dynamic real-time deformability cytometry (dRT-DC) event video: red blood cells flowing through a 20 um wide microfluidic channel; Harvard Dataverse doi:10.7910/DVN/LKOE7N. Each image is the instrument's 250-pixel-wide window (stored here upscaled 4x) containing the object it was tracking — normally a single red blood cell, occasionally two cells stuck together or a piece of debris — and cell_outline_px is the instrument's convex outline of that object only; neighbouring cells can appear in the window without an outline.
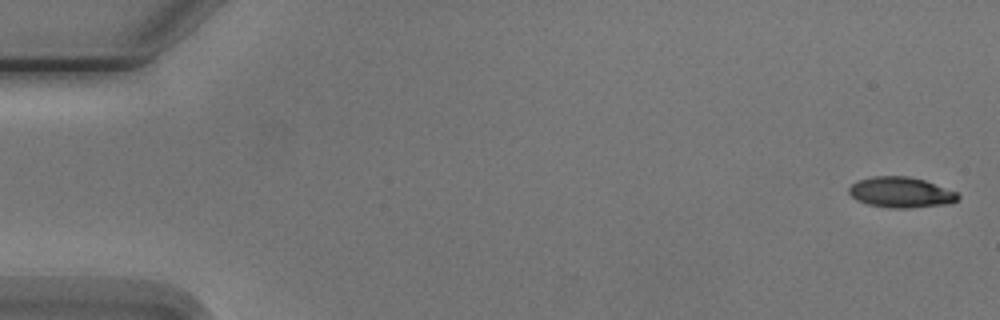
{"species": "Egyptian fruit bat (a non-hibernating species)", "species_latin": "Rousettus aegyptiacus", "temperature_condition": "cold", "stored_images_in_passage": 4, "camera_frame_rate_fps": 3000, "um_per_image_px": 0.085, "animal": {"sex": "male"}, "frame": {"image": 1, "passage_image": 1, "time_ms": 0.0, "image_size_px": [1000, 320], "cell_outline_px": [[960, 196], [952, 204], [912, 208], [892, 208], [868, 204], [856, 200], [848, 192], [848, 188], [856, 180], [872, 176], [908, 176], [924, 180], [956, 192]], "centroid_in_image_um": [76.56, 16.35], "position_along_channel_um": 8.4, "area_um2": 19.54}}